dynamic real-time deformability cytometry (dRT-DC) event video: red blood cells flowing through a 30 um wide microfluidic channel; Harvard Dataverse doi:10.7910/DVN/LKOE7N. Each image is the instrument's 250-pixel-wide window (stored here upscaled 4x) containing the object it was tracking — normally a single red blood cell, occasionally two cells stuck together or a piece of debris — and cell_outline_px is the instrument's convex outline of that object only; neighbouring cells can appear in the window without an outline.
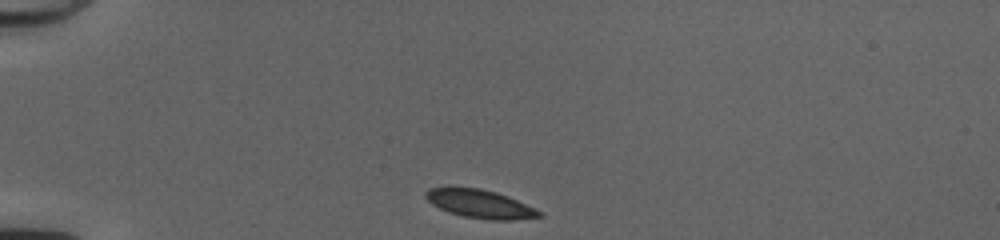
{"species": "common noctule bat (a hibernating species)", "species_latin": "Nyctalus noctula", "temperature_condition": "cold", "stored_images_in_passage": 39, "camera_frame_rate_fps": 3000, "um_per_image_px": 0.085, "animal": {"sex": "female", "body_mass_g": 20.0, "forearm_length_mm": 54.0}, "frame": {"image": 1, "passage_image": 1, "time_ms": 0.0, "image_size_px": [1000, 240], "cell_outline_px": [[544, 216], [512, 220], [488, 220], [464, 216], [448, 212], [432, 204], [424, 196], [424, 192], [428, 188], [448, 184], [480, 188], [496, 192], [508, 196], [536, 208], [544, 212]], "centroid_in_image_um": [40.76, 17.29], "position_along_channel_um": 44.2, "area_um2": 19.54}}
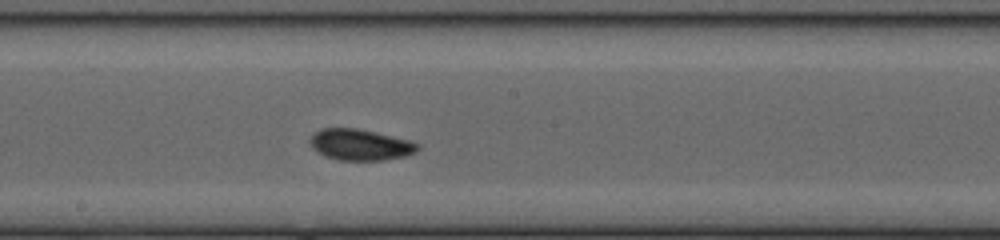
{"frame": {"image": 2, "passage_image": 17, "time_ms": 5.333, "image_size_px": [1000, 240], "cell_outline_px": [[420, 148], [416, 152], [404, 156], [384, 160], [340, 160], [324, 156], [312, 148], [308, 140], [320, 128], [356, 128], [408, 140], [420, 144]], "centroid_in_image_um": [30.6, 12.31], "position_along_channel_um": 217.6, "area_um2": 19.42}}
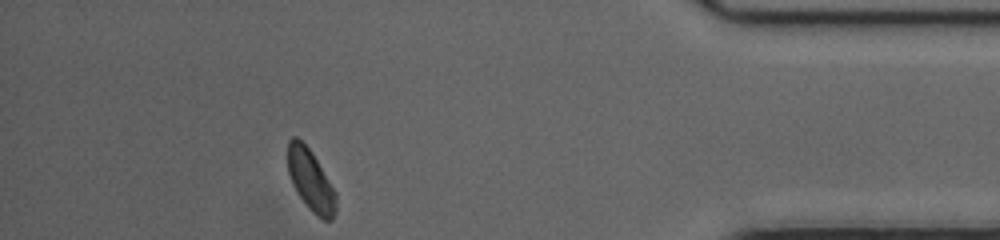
{"frame": {"image": 3, "passage_image": 34, "time_ms": 11.0, "image_size_px": [1000, 240], "cell_outline_px": [[336, 212], [332, 220], [324, 220], [312, 212], [308, 208], [296, 192], [292, 184], [288, 172], [288, 140], [292, 136], [296, 136], [312, 152], [336, 192]], "centroid_in_image_um": [26.4, 15.34], "position_along_channel_um": 408.8, "area_um2": 17.28}, "authors_computed_cell_mechanics": {"area_um2": 18.8428, "velocity_mm_per_s": 4.0476, "shape_relaxation_time_tau1_ms": 6.3296, "shape_relaxation_time_tau2_ms": null, "deformation_change_tau1": 0.1245, "deformation_change_tau2": null}}